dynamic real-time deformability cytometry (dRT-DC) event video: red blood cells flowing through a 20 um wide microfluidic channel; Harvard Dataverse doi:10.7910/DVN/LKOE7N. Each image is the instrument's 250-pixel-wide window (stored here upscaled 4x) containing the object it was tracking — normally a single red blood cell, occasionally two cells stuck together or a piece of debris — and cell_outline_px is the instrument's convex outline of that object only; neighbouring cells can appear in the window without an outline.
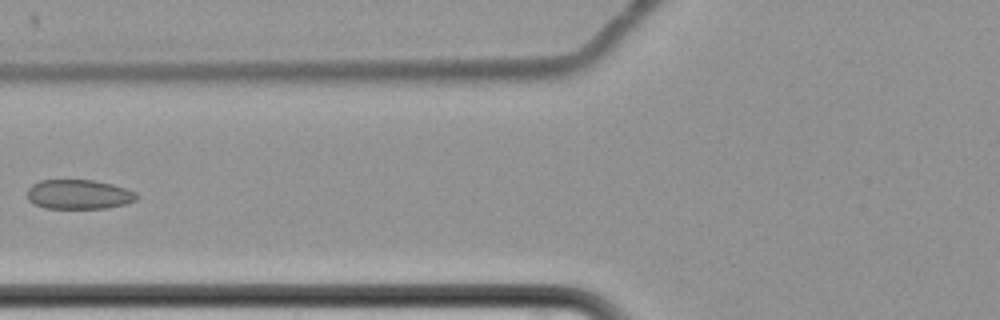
{"species": "common noctule bat (a hibernating species)", "species_latin": "Nyctalus noctula", "temperature_condition": "cold", "stored_images_in_passage": 9, "camera_frame_rate_fps": 3000, "um_per_image_px": 0.085, "animal": {"sex": "female", "body_mass_g": 22.7, "forearm_length_mm": 54.2}, "frame": {"image": 1, "passage_image": 9, "time_ms": 9.667, "image_size_px": [1000, 320], "cell_outline_px": [[136, 200], [124, 204], [108, 208], [44, 208], [32, 204], [28, 200], [28, 188], [32, 184], [40, 180], [92, 180], [112, 184], [136, 192]], "centroid_in_image_um": [6.65, 16.53], "position_along_channel_um": 119.1, "area_um2": 18.79}}